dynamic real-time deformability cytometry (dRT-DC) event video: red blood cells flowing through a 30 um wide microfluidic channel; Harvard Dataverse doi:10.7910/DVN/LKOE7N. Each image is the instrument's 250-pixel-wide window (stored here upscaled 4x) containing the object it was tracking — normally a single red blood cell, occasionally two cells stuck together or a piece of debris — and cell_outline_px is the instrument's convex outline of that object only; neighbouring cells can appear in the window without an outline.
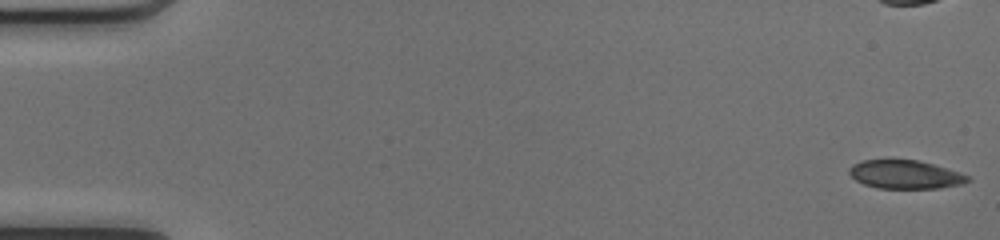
{"species": "common noctule bat (a hibernating species)", "species_latin": "Nyctalus noctula", "temperature_condition": "cold", "stored_images_in_passage": 50, "camera_frame_rate_fps": 3000, "um_per_image_px": 0.085, "animal": {"sex": "female", "body_mass_g": 17.0, "forearm_length_mm": 48.0}, "frame": {"image": 1, "passage_image": 1, "time_ms": 0.0, "image_size_px": [1000, 240], "cell_outline_px": [[972, 180], [964, 184], [940, 188], [876, 188], [864, 184], [856, 180], [848, 172], [848, 168], [852, 164], [860, 160], [916, 160], [932, 164], [960, 172], [968, 176]], "centroid_in_image_um": [76.94, 14.84], "position_along_channel_um": 8.1, "area_um2": 19.71}, "authors_computed_cell_mechanics": {"area_um2": 20.808, "velocity_mm_per_s": 4.1974, "shape_relaxation_time_tau1_ms": null, "shape_relaxation_time_tau2_ms": 2.1986, "deformation_change_tau1": null, "deformation_change_tau2": 0.0773}}